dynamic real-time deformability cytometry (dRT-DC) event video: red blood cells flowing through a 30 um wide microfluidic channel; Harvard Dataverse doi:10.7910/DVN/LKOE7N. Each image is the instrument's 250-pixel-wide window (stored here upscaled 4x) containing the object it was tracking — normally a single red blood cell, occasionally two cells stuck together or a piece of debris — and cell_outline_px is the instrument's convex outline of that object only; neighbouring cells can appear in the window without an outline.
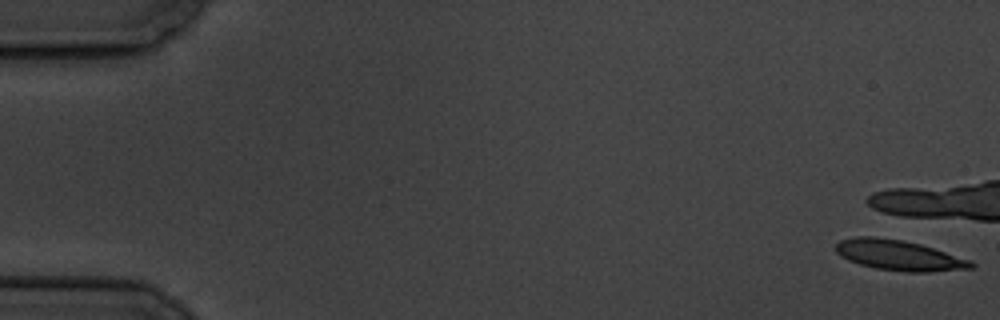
{"species": "common noctule bat (a hibernating species)", "species_latin": "Nyctalus noctula", "temperature_condition": "cold", "stored_images_in_passage": 7, "camera_frame_rate_fps": 3000, "um_per_image_px": 0.085, "animal": {"sex": "male", "body_mass_g": 19.5, "forearm_length_mm": 54.6}, "frame": {"image": 1, "passage_image": 1, "time_ms": 0.0, "image_size_px": [1000, 320], "cell_outline_px": [[976, 264], [972, 268], [928, 272], [908, 272], [876, 268], [860, 264], [848, 260], [840, 256], [836, 252], [836, 244], [840, 240], [856, 236], [876, 236], [904, 240], [920, 244], [972, 260]], "centroid_in_image_um": [76.41, 21.69], "position_along_channel_um": 8.6, "area_um2": 23.99}}